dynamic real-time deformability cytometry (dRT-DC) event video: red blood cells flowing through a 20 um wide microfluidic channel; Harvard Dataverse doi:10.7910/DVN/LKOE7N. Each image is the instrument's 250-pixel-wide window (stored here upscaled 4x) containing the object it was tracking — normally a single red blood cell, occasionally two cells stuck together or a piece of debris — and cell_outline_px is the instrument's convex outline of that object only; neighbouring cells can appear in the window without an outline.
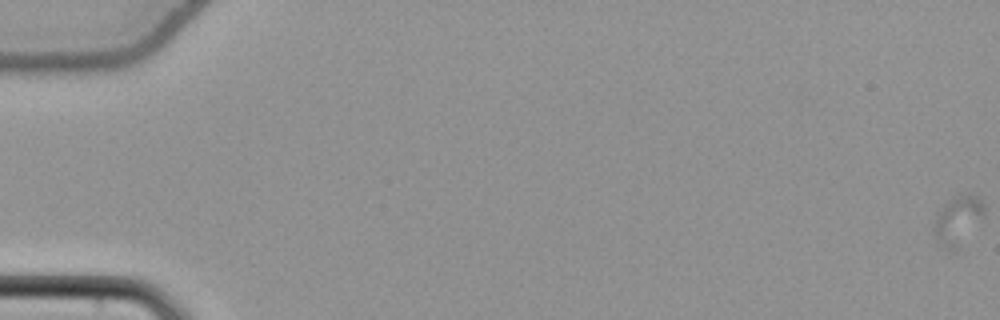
{"species": "common noctule bat (a hibernating species)", "species_latin": "Nyctalus noctula", "temperature_condition": "cold", "stored_images_in_passage": 43, "camera_frame_rate_fps": 3000, "um_per_image_px": 0.085, "animal": {"sex": "female", "body_mass_g": 22.7, "forearm_length_mm": 54.2}, "frame": {"image": 1, "passage_image": 1, "time_ms": 0.0, "image_size_px": [1000, 320], "cell_outline_px": [[984, 216], [960, 248], [944, 248], [936, 240], [936, 220], [940, 212], [956, 196], [976, 196], [984, 204]], "centroid_in_image_um": [81.48, 18.78], "position_along_channel_um": 3.5, "area_um2": 13.29}}
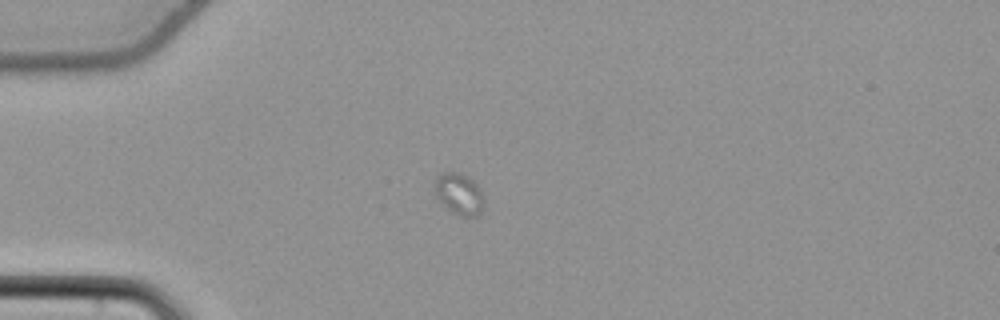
{"frame": {"image": 2, "passage_image": 21, "time_ms": 6.667, "image_size_px": [1000, 320], "cell_outline_px": [[484, 208], [480, 216], [460, 216], [452, 212], [436, 196], [432, 184], [436, 176], [444, 172], [456, 172], [468, 176], [480, 188], [484, 200]], "centroid_in_image_um": [39.03, 16.48], "position_along_channel_um": 46.0, "area_um2": 12.14}}
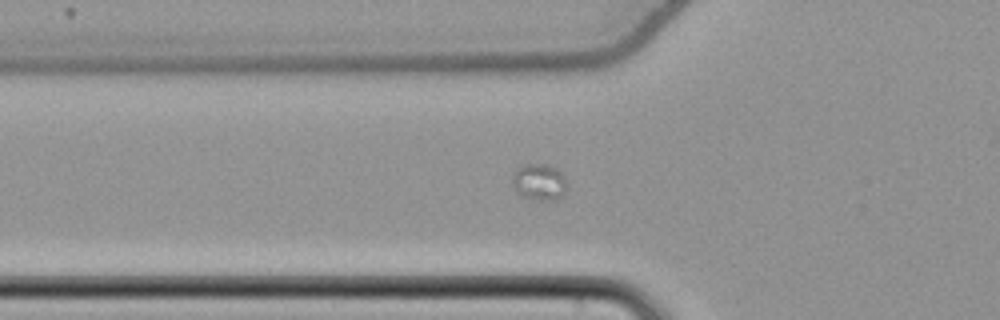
{"frame": {"image": 3, "passage_image": 26, "time_ms": 8.333, "image_size_px": [1000, 320], "cell_outline_px": [[564, 196], [556, 200], [540, 200], [524, 196], [516, 192], [512, 184], [512, 172], [524, 164], [548, 164], [556, 168], [564, 176]], "centroid_in_image_um": [45.8, 15.46], "position_along_channel_um": 80.0, "area_um2": 11.56}}